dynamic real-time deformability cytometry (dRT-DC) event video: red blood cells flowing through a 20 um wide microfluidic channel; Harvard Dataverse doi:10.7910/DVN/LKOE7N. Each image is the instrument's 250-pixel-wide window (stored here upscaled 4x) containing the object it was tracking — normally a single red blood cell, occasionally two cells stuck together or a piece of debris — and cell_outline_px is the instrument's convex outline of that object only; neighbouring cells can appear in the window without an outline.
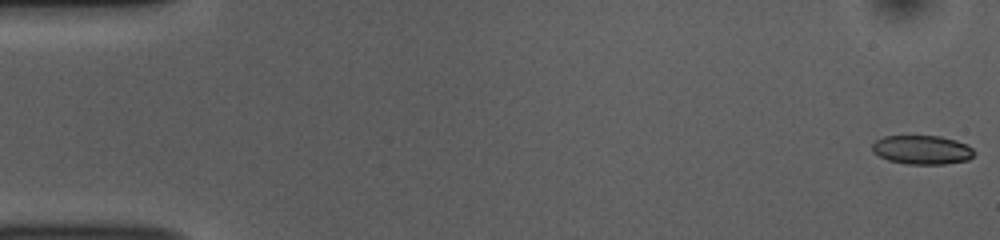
{"species": "common noctule bat (a hibernating species)", "species_latin": "Nyctalus noctula", "temperature_condition": "room temperature", "stored_images_in_passage": 53, "camera_frame_rate_fps": 3000, "um_per_image_px": 0.085, "animal": {"sex": "female", "body_mass_g": 10.0, "forearm_length_mm": 53.1}, "frame": {"image": 1, "passage_image": 1, "time_ms": 0.0, "image_size_px": [1000, 240], "cell_outline_px": [[976, 152], [968, 160], [944, 164], [908, 164], [888, 160], [872, 152], [872, 144], [876, 140], [884, 136], [940, 136], [956, 140], [968, 144]], "centroid_in_image_um": [78.39, 12.73], "position_along_channel_um": 6.6, "area_um2": 17.28}}
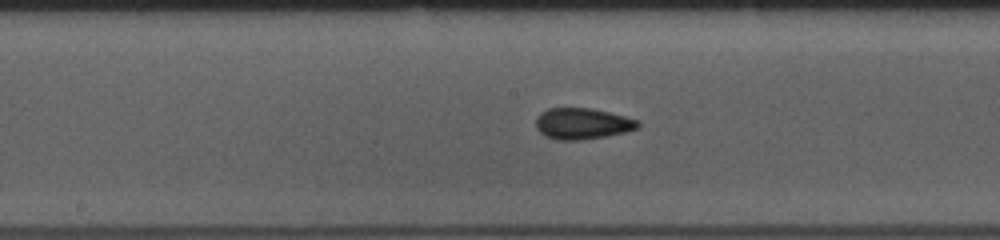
{"frame": {"image": 2, "passage_image": 27, "time_ms": 8.667, "image_size_px": [1000, 240], "cell_outline_px": [[640, 124], [636, 128], [624, 132], [604, 136], [576, 140], [560, 140], [548, 136], [540, 132], [536, 128], [536, 116], [540, 112], [548, 108], [592, 108], [624, 116], [636, 120]], "centroid_in_image_um": [49.45, 10.49], "position_along_channel_um": 198.8, "area_um2": 18.21}}
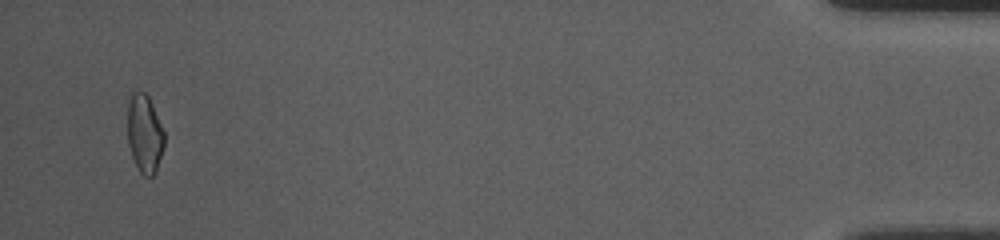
{"frame": {"image": 3, "passage_image": 51, "time_ms": 16.667, "image_size_px": [1000, 240], "cell_outline_px": [[164, 144], [156, 172], [152, 176], [144, 176], [140, 172], [132, 156], [128, 144], [124, 100], [128, 92], [144, 92], [148, 96], [152, 104], [164, 132]], "centroid_in_image_um": [12.21, 11.26], "position_along_channel_um": 423.0, "area_um2": 17.46}, "authors_computed_cell_mechanics": {"area_um2": 17.5712, "velocity_mm_per_s": 3.8152, "shape_relaxation_time_tau1_ms": null, "shape_relaxation_time_tau2_ms": 1.9951, "deformation_change_tau1": null, "deformation_change_tau2": 0.0587}}